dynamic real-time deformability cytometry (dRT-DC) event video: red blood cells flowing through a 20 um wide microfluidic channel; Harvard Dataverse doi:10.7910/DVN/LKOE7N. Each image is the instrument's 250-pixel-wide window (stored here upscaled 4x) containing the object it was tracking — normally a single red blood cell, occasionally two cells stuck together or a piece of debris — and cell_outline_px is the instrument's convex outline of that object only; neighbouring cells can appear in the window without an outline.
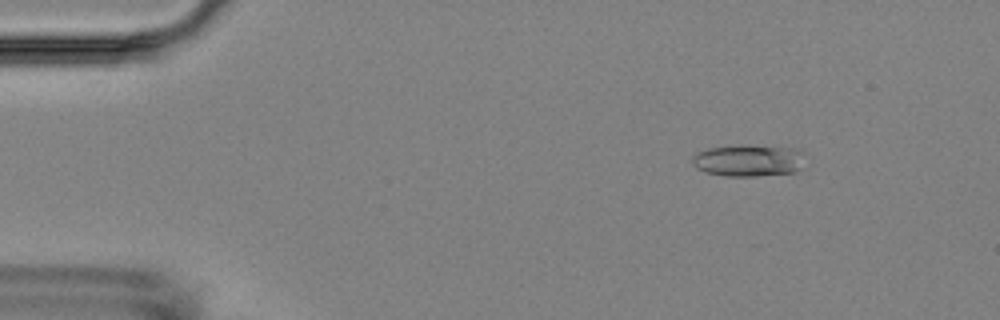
{"species": "Egyptian fruit bat (a non-hibernating species)", "species_latin": "Rousettus aegyptiacus", "temperature_condition": "room temperature", "stored_images_in_passage": 4, "camera_frame_rate_fps": 3000, "um_per_image_px": 0.085, "animal": {"sex": "female"}, "frame": {"image": 1, "passage_image": 1, "time_ms": 0.0, "image_size_px": [1000, 320], "cell_outline_px": [[804, 168], [792, 172], [756, 176], [724, 176], [704, 172], [696, 168], [692, 164], [692, 156], [696, 152], [708, 148], [748, 144], [792, 148], [804, 152]], "centroid_in_image_um": [63.62, 13.63], "position_along_channel_um": 21.4, "area_um2": 21.39}}